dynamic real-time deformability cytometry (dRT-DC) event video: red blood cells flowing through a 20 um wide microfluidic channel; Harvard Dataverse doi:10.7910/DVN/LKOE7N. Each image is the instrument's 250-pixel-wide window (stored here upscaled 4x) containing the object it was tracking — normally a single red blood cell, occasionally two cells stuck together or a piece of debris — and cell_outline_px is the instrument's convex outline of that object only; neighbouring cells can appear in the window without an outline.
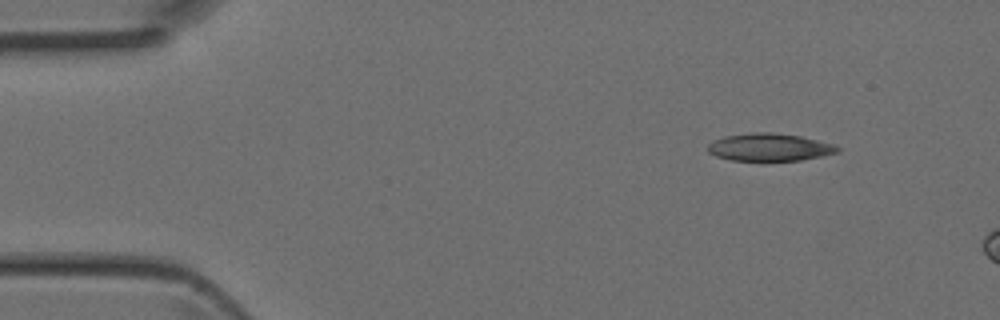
{"species": "Egyptian fruit bat (a non-hibernating species)", "species_latin": "Rousettus aegyptiacus", "temperature_condition": "room temperature", "stored_images_in_passage": 2, "camera_frame_rate_fps": 3000, "um_per_image_px": 0.085, "animal": {"sex": "female"}, "frame": {"image": 1, "passage_image": 1, "time_ms": 0.0, "image_size_px": [1000, 320], "cell_outline_px": [[840, 152], [800, 160], [728, 160], [716, 156], [708, 152], [708, 144], [712, 140], [724, 136], [752, 132], [772, 132], [800, 136], [836, 144], [840, 148]], "centroid_in_image_um": [65.4, 12.5], "position_along_channel_um": 19.6, "area_um2": 20.92}}